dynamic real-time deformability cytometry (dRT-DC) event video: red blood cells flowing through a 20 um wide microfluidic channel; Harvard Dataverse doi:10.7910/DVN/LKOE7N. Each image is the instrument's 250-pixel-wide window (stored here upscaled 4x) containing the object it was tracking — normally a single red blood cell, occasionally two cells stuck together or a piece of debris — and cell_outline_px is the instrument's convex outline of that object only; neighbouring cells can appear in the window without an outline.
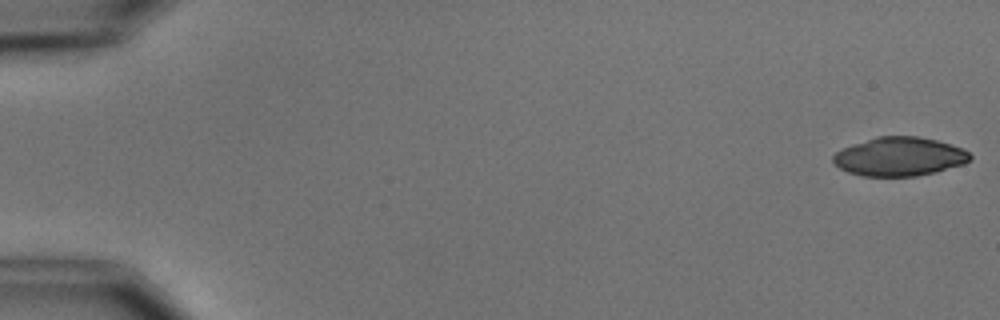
{"species": "common noctule bat (a hibernating species)", "species_latin": "Nyctalus noctula", "temperature_condition": "cold", "stored_images_in_passage": 5, "camera_frame_rate_fps": 3000, "um_per_image_px": 0.085, "animal": {"sex": "male", "body_mass_g": 15.6}, "frame": {"image": 1, "passage_image": 1, "time_ms": 0.0, "image_size_px": [1000, 320], "cell_outline_px": [[972, 160], [964, 164], [936, 172], [916, 176], [860, 176], [848, 172], [840, 168], [832, 160], [832, 156], [836, 152], [852, 144], [876, 136], [920, 136], [936, 140], [964, 148], [972, 156]], "centroid_in_image_um": [76.48, 13.31], "position_along_channel_um": 8.5, "area_um2": 31.15}}